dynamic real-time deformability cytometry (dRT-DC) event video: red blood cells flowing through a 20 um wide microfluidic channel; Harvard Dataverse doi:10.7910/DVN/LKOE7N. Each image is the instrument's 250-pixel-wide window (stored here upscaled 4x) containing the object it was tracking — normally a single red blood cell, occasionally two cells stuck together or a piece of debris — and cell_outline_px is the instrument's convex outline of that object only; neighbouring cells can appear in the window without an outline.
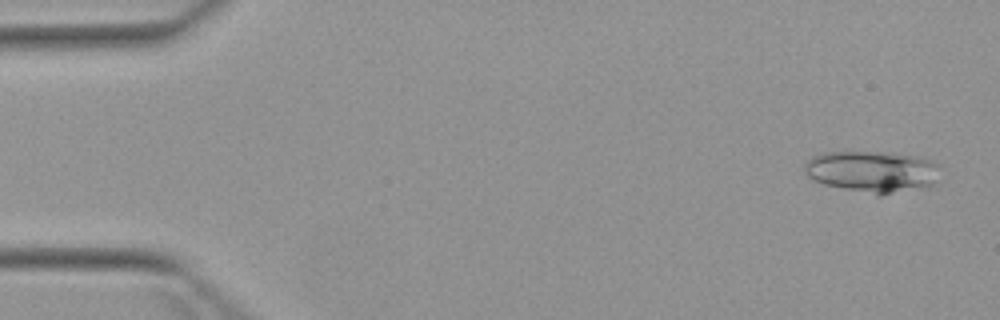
{"species": "Egyptian fruit bat (a non-hibernating species)", "species_latin": "Rousettus aegyptiacus", "temperature_condition": "warm", "stored_images_in_passage": 6, "camera_frame_rate_fps": 3000, "um_per_image_px": 0.085, "animal": {"sex": "female"}, "frame": {"image": 1, "passage_image": 1, "time_ms": 0.0, "image_size_px": [1000, 320], "cell_outline_px": [[940, 164], [936, 180], [928, 188], [880, 196], [876, 196], [824, 184], [812, 180], [804, 172], [804, 164], [812, 156], [824, 152], [896, 152], [920, 156]], "centroid_in_image_um": [74.18, 14.59], "position_along_channel_um": 10.8, "area_um2": 33.7}}